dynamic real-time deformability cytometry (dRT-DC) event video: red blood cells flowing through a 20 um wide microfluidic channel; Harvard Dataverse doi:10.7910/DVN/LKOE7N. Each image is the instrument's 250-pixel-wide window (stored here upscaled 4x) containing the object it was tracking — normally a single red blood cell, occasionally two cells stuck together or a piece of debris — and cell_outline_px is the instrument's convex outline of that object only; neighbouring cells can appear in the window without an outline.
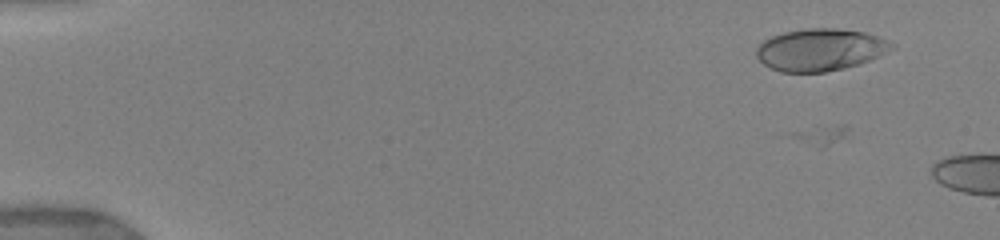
{"species": "human", "species_latin": "Homo sapiens", "temperature_condition": "warm", "stored_images_in_passage": 24, "camera_frame_rate_fps": 3000, "um_per_image_px": 0.085, "donor": {"sex": "female"}, "frame": {"image": 1, "passage_image": 12, "time_ms": 1.667, "image_size_px": [1000, 240], "cell_outline_px": [[896, 48], [880, 56], [860, 64], [844, 68], [824, 72], [780, 72], [764, 64], [756, 56], [756, 48], [764, 40], [772, 36], [784, 32], [808, 28], [836, 28], [864, 32], [888, 40], [896, 44]], "centroid_in_image_um": [69.76, 4.23], "position_along_channel_um": 15.2, "area_um2": 33.35}}